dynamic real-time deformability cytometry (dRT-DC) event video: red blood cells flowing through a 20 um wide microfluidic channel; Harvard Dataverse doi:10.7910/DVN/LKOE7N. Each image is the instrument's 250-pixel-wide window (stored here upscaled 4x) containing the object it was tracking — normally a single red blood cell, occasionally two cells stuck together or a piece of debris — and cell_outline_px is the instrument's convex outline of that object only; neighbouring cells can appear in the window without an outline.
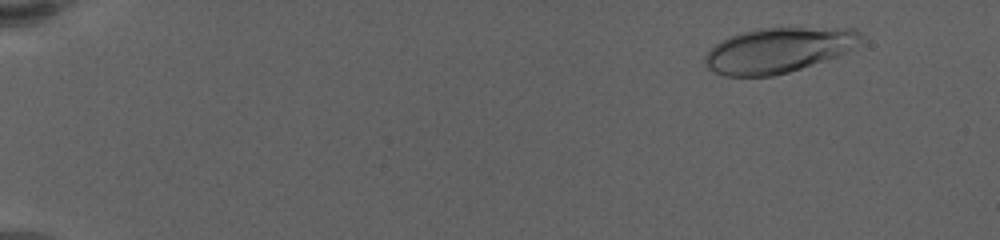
{"species": "human", "species_latin": "Homo sapiens", "temperature_condition": "warm", "stored_images_in_passage": 63, "camera_frame_rate_fps": 3000, "um_per_image_px": 0.085, "donor": {"sex": "female"}, "frame": {"image": 1, "passage_image": 7, "time_ms": 2.0, "image_size_px": [1000, 240], "cell_outline_px": [[860, 36], [848, 52], [788, 72], [772, 76], [724, 76], [708, 68], [704, 64], [704, 56], [720, 40], [728, 36], [740, 32], [756, 28], [856, 28], [860, 32]], "centroid_in_image_um": [66.09, 4.26], "position_along_channel_um": 18.9, "area_um2": 40.58}}
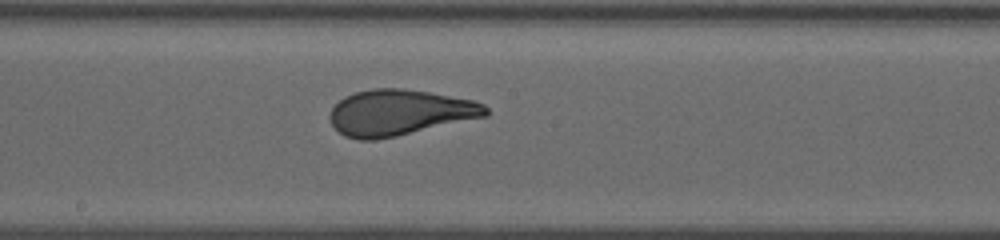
{"frame": {"image": 2, "passage_image": 37, "time_ms": 12.0, "image_size_px": [1000, 240], "cell_outline_px": [[488, 116], [396, 136], [372, 140], [360, 140], [344, 136], [332, 124], [332, 108], [344, 96], [356, 92], [372, 88], [404, 88], [428, 92], [472, 100], [484, 104], [488, 108]], "centroid_in_image_um": [33.98, 9.56], "position_along_channel_um": 214.2, "area_um2": 41.27}}
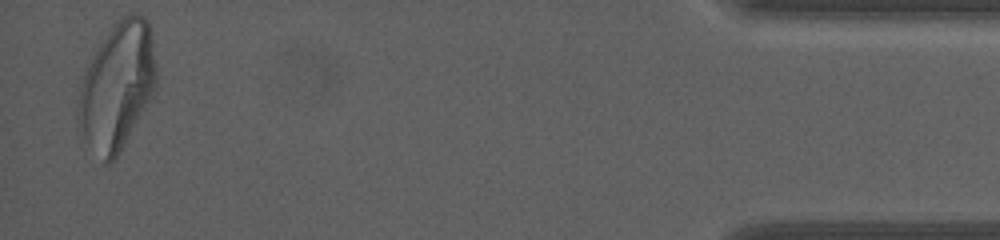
{"frame": {"image": 3, "passage_image": 62, "time_ms": 20.333, "image_size_px": [1000, 240], "cell_outline_px": [[156, 84], [148, 100], [116, 160], [108, 164], [104, 164], [84, 136], [76, 116], [80, 92], [84, 72], [100, 44], [112, 24], [128, 12], [136, 12], [144, 16], [148, 20], [156, 64]], "centroid_in_image_um": [9.96, 7.29], "position_along_channel_um": 425.2, "area_um2": 56.88}, "authors_computed_cell_mechanics": {"area_um2": 41.5582, "velocity_mm_per_s": 3.3891, "shape_relaxation_time_tau1_ms": 7.3084, "shape_relaxation_time_tau2_ms": null, "deformation_change_tau1": 0.2439, "deformation_change_tau2": null}}